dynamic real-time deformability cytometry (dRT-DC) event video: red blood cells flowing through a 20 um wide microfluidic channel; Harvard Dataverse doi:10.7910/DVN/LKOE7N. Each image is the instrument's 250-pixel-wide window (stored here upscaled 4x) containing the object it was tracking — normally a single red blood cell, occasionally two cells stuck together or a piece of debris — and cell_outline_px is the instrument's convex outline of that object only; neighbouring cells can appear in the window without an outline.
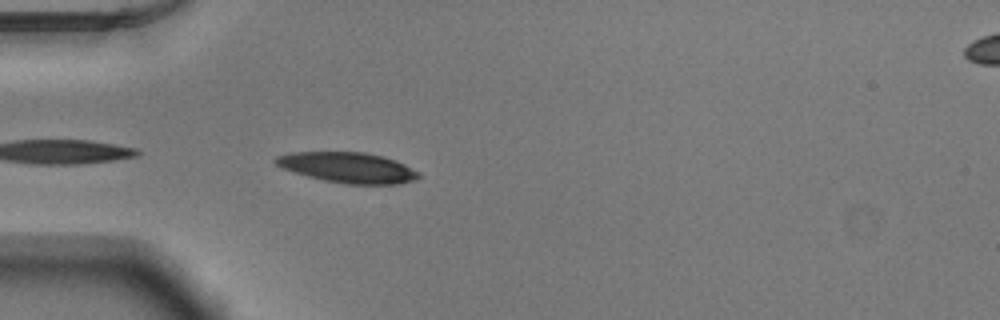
{"species": "Egyptian fruit bat (a non-hibernating species)", "species_latin": "Rousettus aegyptiacus", "temperature_condition": "warm", "stored_images_in_passage": 36, "camera_frame_rate_fps": 3000, "um_per_image_px": 0.085, "animal": {"sex": "male"}, "frame": {"image": 1, "passage_image": 1, "time_ms": 0.0, "image_size_px": [1000, 320], "cell_outline_px": [[420, 176], [412, 180], [400, 184], [348, 184], [324, 180], [308, 176], [284, 168], [276, 164], [272, 160], [276, 156], [288, 152], [364, 152], [384, 156], [396, 160], [420, 172]], "centroid_in_image_um": [29.58, 14.23], "position_along_channel_um": 55.4, "area_um2": 25.32}}
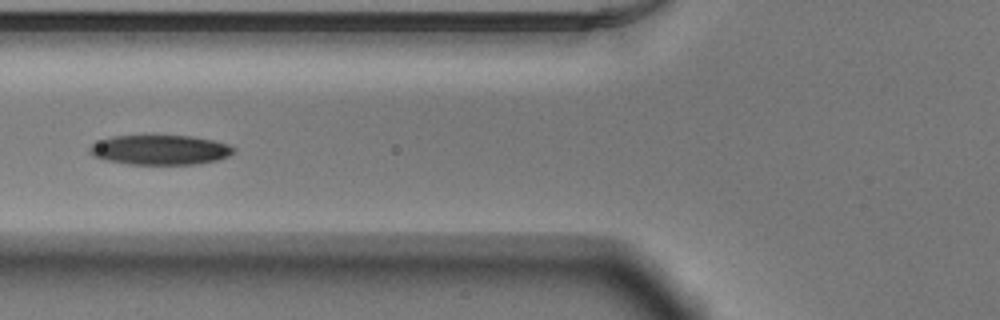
{"frame": {"image": 2, "passage_image": 6, "time_ms": 1.667, "image_size_px": [1000, 320], "cell_outline_px": [[236, 148], [228, 156], [216, 160], [196, 164], [128, 164], [104, 160], [92, 156], [88, 152], [88, 148], [92, 144], [100, 140], [112, 136], [192, 136], [212, 140], [228, 144]], "centroid_in_image_um": [13.56, 12.74], "position_along_channel_um": 112.2, "area_um2": 24.91}, "authors_computed_cell_mechanics": {"area_um2": 21.2704, "velocity_mm_per_s": 3.8744, "shape_relaxation_time_tau1_ms": 2.8154, "shape_relaxation_time_tau2_ms": 1.8081, "deformation_change_tau1": 0.0976, "deformation_change_tau2": 0.0975}}